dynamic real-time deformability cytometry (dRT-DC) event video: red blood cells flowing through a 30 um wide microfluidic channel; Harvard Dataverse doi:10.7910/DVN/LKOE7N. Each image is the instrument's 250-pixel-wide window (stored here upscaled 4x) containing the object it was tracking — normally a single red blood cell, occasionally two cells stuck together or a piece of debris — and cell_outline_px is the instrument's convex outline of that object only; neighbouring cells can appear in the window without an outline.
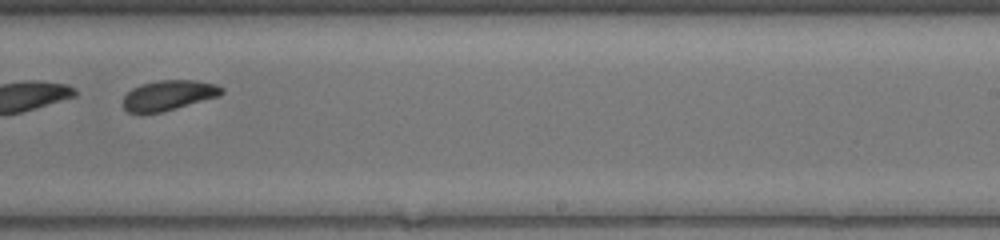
{"species": "common noctule bat (a hibernating species)", "species_latin": "Nyctalus noctula", "temperature_condition": "warm", "stored_images_in_passage": 37, "segment_of_instrument_passage": [2, 2], "camera_frame_rate_fps": 3000, "um_per_image_px": 0.085, "animal": {"sex": "female", "body_mass_g": 17.0, "forearm_length_mm": 48.0}, "frame": {"image": 1, "passage_image": 21, "time_ms": 6.667, "image_size_px": [1000, 240], "cell_outline_px": [[224, 92], [220, 96], [164, 112], [140, 116], [128, 112], [124, 108], [124, 96], [132, 88], [140, 84], [156, 80], [196, 80], [216, 84], [224, 88]], "centroid_in_image_um": [14.31, 8.13], "position_along_channel_um": 274.7, "area_um2": 17.92}}
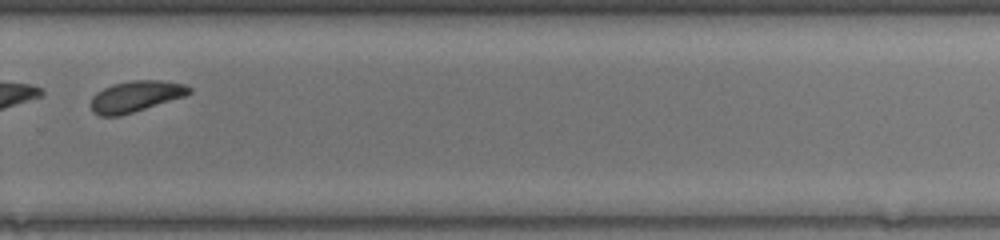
{"frame": {"image": 2, "passage_image": 24, "time_ms": 7.667, "image_size_px": [1000, 240], "cell_outline_px": [[192, 92], [184, 96], [120, 116], [100, 116], [92, 112], [92, 96], [96, 92], [112, 84], [132, 80], [160, 80], [184, 84], [192, 88]], "centroid_in_image_um": [11.52, 8.18], "position_along_channel_um": 318.3, "area_um2": 17.69}}